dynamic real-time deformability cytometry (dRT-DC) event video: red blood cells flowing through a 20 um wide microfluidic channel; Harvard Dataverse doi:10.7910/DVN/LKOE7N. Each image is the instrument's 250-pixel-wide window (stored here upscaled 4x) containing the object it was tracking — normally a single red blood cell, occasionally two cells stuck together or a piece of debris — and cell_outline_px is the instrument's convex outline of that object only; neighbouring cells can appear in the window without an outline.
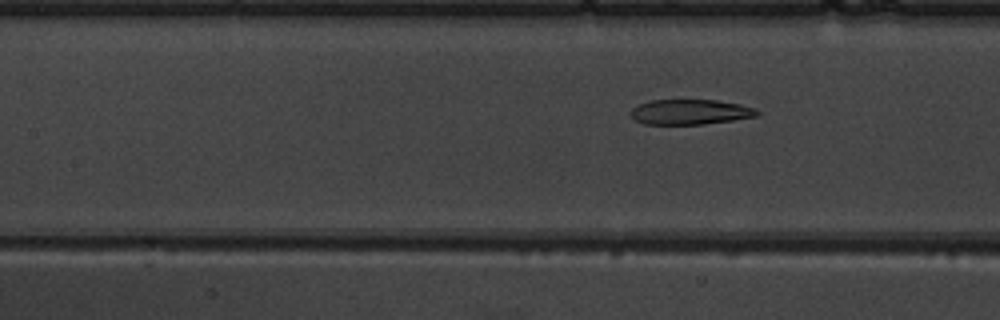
{"species": "common noctule bat (a hibernating species)", "species_latin": "Nyctalus noctula", "temperature_condition": "warm", "stored_images_in_passage": 9, "segment_of_instrument_passage": [2, 2], "camera_frame_rate_fps": 3000, "um_per_image_px": 0.085, "animal": {"sex": "male", "body_mass_g": 19.5, "forearm_length_mm": 54.6}, "frame": {"image": 1, "passage_image": 9, "time_ms": 10.0, "image_size_px": [1000, 320], "cell_outline_px": [[760, 112], [756, 116], [732, 120], [704, 124], [644, 124], [636, 120], [632, 116], [632, 108], [640, 104], [652, 100], [716, 100], [740, 104], [756, 108]], "centroid_in_image_um": [58.7, 9.51], "position_along_channel_um": 148.7, "area_um2": 18.32}}